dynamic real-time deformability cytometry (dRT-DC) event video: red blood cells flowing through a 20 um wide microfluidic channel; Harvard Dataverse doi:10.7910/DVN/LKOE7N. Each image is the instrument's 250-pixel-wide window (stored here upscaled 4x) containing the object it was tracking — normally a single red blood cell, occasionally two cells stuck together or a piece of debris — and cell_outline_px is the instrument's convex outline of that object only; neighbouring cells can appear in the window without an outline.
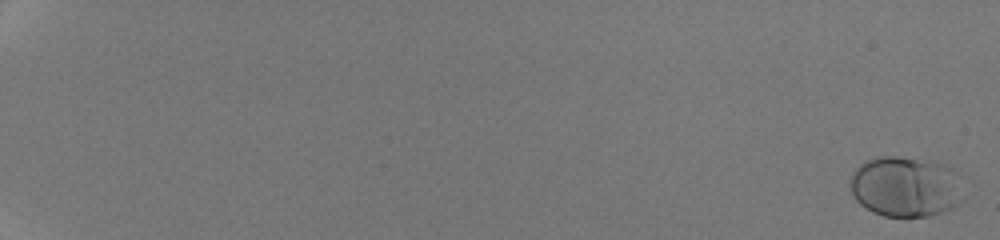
{"species": "human", "species_latin": "Homo sapiens", "temperature_condition": "room temperature", "stored_images_in_passage": 54, "camera_frame_rate_fps": 3000, "um_per_image_px": 0.085, "donor": {"sex": "male"}, "frame": {"image": 1, "passage_image": 2, "time_ms": 0.333, "image_size_px": [1000, 240], "cell_outline_px": [[956, 204], [940, 212], [928, 216], [884, 216], [872, 212], [860, 204], [852, 196], [848, 184], [856, 168], [864, 160], [876, 156], [896, 156], [932, 160], [952, 168]], "centroid_in_image_um": [76.77, 15.83], "position_along_channel_um": 8.2, "area_um2": 38.84}}
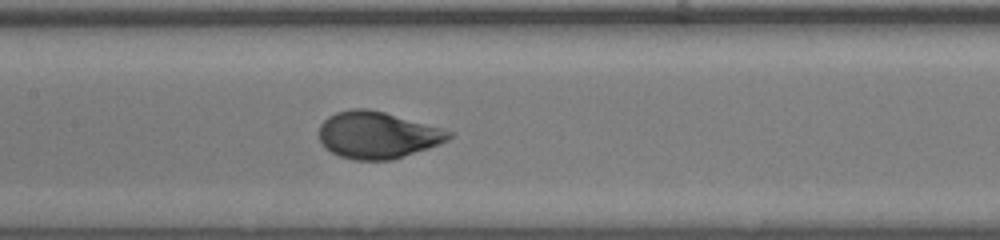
{"frame": {"image": 2, "passage_image": 32, "time_ms": 10.333, "image_size_px": [1000, 240], "cell_outline_px": [[452, 136], [448, 140], [440, 144], [392, 160], [352, 160], [340, 156], [324, 148], [320, 140], [320, 124], [328, 116], [336, 112], [352, 108], [368, 108], [384, 112], [440, 128], [452, 132]], "centroid_in_image_um": [32.05, 11.48], "position_along_channel_um": 175.3, "area_um2": 35.32}}
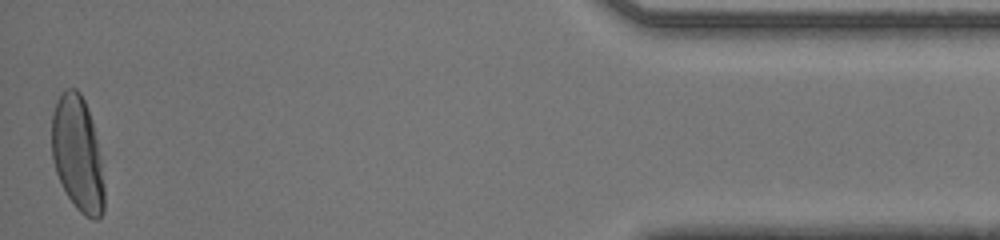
{"frame": {"image": 3, "passage_image": 54, "time_ms": 17.667, "image_size_px": [1000, 240], "cell_outline_px": [[104, 212], [96, 220], [92, 220], [84, 216], [76, 208], [68, 196], [56, 172], [52, 160], [52, 112], [56, 100], [64, 88], [76, 88], [80, 92], [84, 100], [92, 120], [100, 160], [104, 184]], "centroid_in_image_um": [6.58, 13.08], "position_along_channel_um": 428.6, "area_um2": 35.2}, "authors_computed_cell_mechanics": {"area_um2": 35.0557, "velocity_mm_per_s": 4.2785, "shape_relaxation_time_tau1_ms": 2.5705, "shape_relaxation_time_tau2_ms": null, "deformation_change_tau1": 0.1525, "deformation_change_tau2": null}}